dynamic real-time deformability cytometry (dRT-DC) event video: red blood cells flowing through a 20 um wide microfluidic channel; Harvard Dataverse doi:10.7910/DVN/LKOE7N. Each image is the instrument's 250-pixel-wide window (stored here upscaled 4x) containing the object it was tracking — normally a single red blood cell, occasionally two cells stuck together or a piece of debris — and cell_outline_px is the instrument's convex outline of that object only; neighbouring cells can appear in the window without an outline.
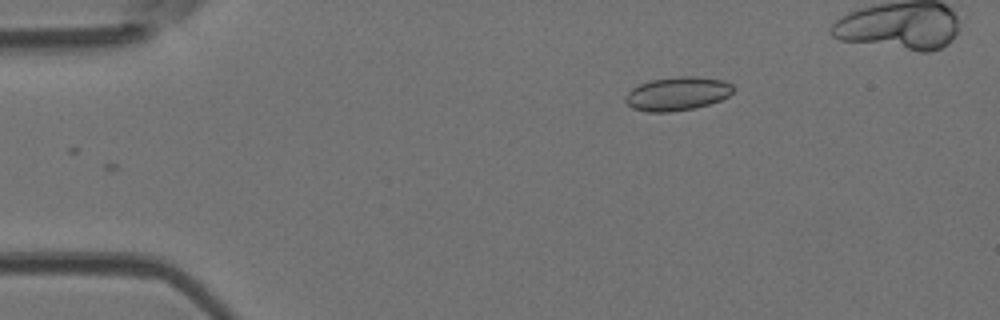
{"species": "Egyptian fruit bat (a non-hibernating species)", "species_latin": "Rousettus aegyptiacus", "temperature_condition": "room temperature", "stored_images_in_passage": 4, "camera_frame_rate_fps": 3000, "um_per_image_px": 0.085, "animal": {"sex": "female"}, "frame": {"image": 1, "passage_image": 4, "time_ms": 1.0, "image_size_px": [1000, 320], "cell_outline_px": [[736, 88], [728, 96], [720, 100], [696, 108], [668, 112], [648, 112], [632, 108], [624, 100], [624, 96], [632, 88], [640, 84], [652, 80], [680, 76], [692, 76], [724, 80], [732, 84]], "centroid_in_image_um": [57.58, 7.97], "position_along_channel_um": 27.4, "area_um2": 21.15}}